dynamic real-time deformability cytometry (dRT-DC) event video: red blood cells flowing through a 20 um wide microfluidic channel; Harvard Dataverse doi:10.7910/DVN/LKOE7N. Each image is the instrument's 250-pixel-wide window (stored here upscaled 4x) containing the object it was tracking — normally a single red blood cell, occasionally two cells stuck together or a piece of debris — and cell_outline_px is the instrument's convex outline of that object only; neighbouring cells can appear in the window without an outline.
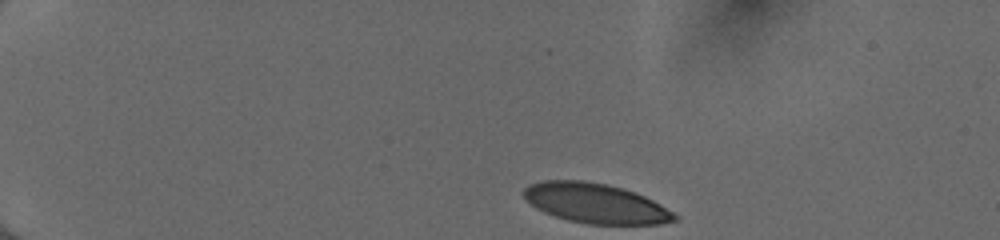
{"species": "human", "species_latin": "Homo sapiens", "temperature_condition": "cold", "stored_images_in_passage": 39, "camera_frame_rate_fps": 3000, "um_per_image_px": 0.085, "donor": {"sex": "female"}, "frame": {"image": 1, "passage_image": 1, "time_ms": 0.0, "image_size_px": [1000, 240], "cell_outline_px": [[680, 216], [676, 220], [660, 224], [588, 224], [568, 220], [544, 212], [536, 208], [524, 200], [520, 192], [528, 184], [544, 180], [584, 180], [608, 184], [644, 196], [652, 200]], "centroid_in_image_um": [50.56, 17.27], "position_along_channel_um": 34.4, "area_um2": 35.08}}
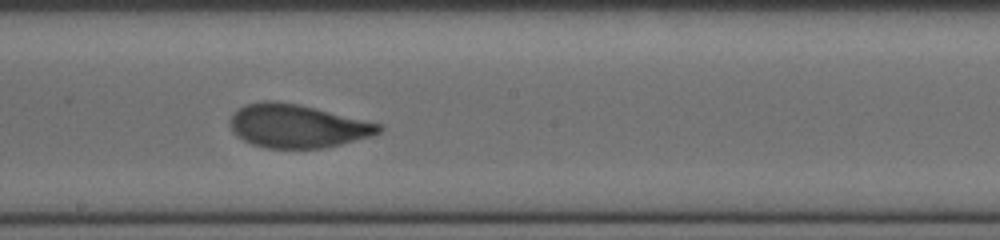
{"frame": {"image": 2, "passage_image": 22, "time_ms": 7.0, "image_size_px": [1000, 240], "cell_outline_px": [[384, 128], [380, 132], [372, 136], [324, 148], [268, 148], [252, 144], [236, 136], [232, 132], [232, 112], [244, 104], [264, 100], [276, 100], [316, 108], [380, 124]], "centroid_in_image_um": [25.25, 10.71], "position_along_channel_um": 223.0, "area_um2": 37.45}}
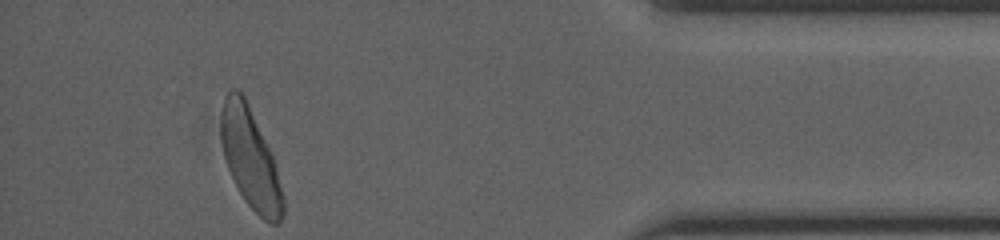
{"frame": {"image": 3, "passage_image": 39, "time_ms": 12.667, "image_size_px": [1000, 240], "cell_outline_px": [[284, 212], [280, 220], [276, 224], [272, 224], [264, 220], [244, 200], [228, 168], [224, 156], [220, 140], [220, 116], [224, 96], [232, 88], [236, 88], [244, 96], [248, 104], [276, 164], [284, 196]], "centroid_in_image_um": [21.27, 13.47], "position_along_channel_um": 413.9, "area_um2": 35.89}, "authors_computed_cell_mechanics": {"area_um2": 37.3388, "velocity_mm_per_s": 4.0231, "shape_relaxation_time_tau1_ms": 4.3284, "shape_relaxation_time_tau2_ms": null, "deformation_change_tau1": 0.198, "deformation_change_tau2": null}}